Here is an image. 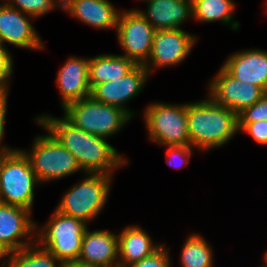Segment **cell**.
<instances>
[{"instance_id": "obj_1", "label": "cell", "mask_w": 267, "mask_h": 267, "mask_svg": "<svg viewBox=\"0 0 267 267\" xmlns=\"http://www.w3.org/2000/svg\"><path fill=\"white\" fill-rule=\"evenodd\" d=\"M45 131H49L55 139L77 160L83 173H103L113 175L116 169L128 165L115 147L107 139L87 133L74 126L64 116L57 118L50 114H42L34 119Z\"/></svg>"}, {"instance_id": "obj_2", "label": "cell", "mask_w": 267, "mask_h": 267, "mask_svg": "<svg viewBox=\"0 0 267 267\" xmlns=\"http://www.w3.org/2000/svg\"><path fill=\"white\" fill-rule=\"evenodd\" d=\"M187 103L190 146L198 151L222 147L238 134V115L209 96Z\"/></svg>"}, {"instance_id": "obj_3", "label": "cell", "mask_w": 267, "mask_h": 267, "mask_svg": "<svg viewBox=\"0 0 267 267\" xmlns=\"http://www.w3.org/2000/svg\"><path fill=\"white\" fill-rule=\"evenodd\" d=\"M85 174L86 177L81 182L65 192L55 210L63 215L81 219L88 224L105 208L113 175Z\"/></svg>"}, {"instance_id": "obj_4", "label": "cell", "mask_w": 267, "mask_h": 267, "mask_svg": "<svg viewBox=\"0 0 267 267\" xmlns=\"http://www.w3.org/2000/svg\"><path fill=\"white\" fill-rule=\"evenodd\" d=\"M39 180L28 157L21 149L12 148L0 165V202L32 212L34 190Z\"/></svg>"}, {"instance_id": "obj_5", "label": "cell", "mask_w": 267, "mask_h": 267, "mask_svg": "<svg viewBox=\"0 0 267 267\" xmlns=\"http://www.w3.org/2000/svg\"><path fill=\"white\" fill-rule=\"evenodd\" d=\"M62 110L74 126L105 139L116 135L132 119L123 109L95 101L91 96L69 103Z\"/></svg>"}, {"instance_id": "obj_6", "label": "cell", "mask_w": 267, "mask_h": 267, "mask_svg": "<svg viewBox=\"0 0 267 267\" xmlns=\"http://www.w3.org/2000/svg\"><path fill=\"white\" fill-rule=\"evenodd\" d=\"M88 225L81 219L55 210L42 227L36 228V241L63 264L78 259Z\"/></svg>"}, {"instance_id": "obj_7", "label": "cell", "mask_w": 267, "mask_h": 267, "mask_svg": "<svg viewBox=\"0 0 267 267\" xmlns=\"http://www.w3.org/2000/svg\"><path fill=\"white\" fill-rule=\"evenodd\" d=\"M143 117L149 139L160 146H190L187 103L153 102L145 108Z\"/></svg>"}, {"instance_id": "obj_8", "label": "cell", "mask_w": 267, "mask_h": 267, "mask_svg": "<svg viewBox=\"0 0 267 267\" xmlns=\"http://www.w3.org/2000/svg\"><path fill=\"white\" fill-rule=\"evenodd\" d=\"M47 132V135L42 134L34 138L30 151L22 149L40 184L57 181L82 171L74 155L63 147L49 131Z\"/></svg>"}, {"instance_id": "obj_9", "label": "cell", "mask_w": 267, "mask_h": 267, "mask_svg": "<svg viewBox=\"0 0 267 267\" xmlns=\"http://www.w3.org/2000/svg\"><path fill=\"white\" fill-rule=\"evenodd\" d=\"M154 30L137 8L121 11L116 33L123 56L136 64H144L150 56Z\"/></svg>"}, {"instance_id": "obj_10", "label": "cell", "mask_w": 267, "mask_h": 267, "mask_svg": "<svg viewBox=\"0 0 267 267\" xmlns=\"http://www.w3.org/2000/svg\"><path fill=\"white\" fill-rule=\"evenodd\" d=\"M196 41L195 35L183 29L154 30L150 56L143 65L149 74L161 67L176 66L191 53Z\"/></svg>"}, {"instance_id": "obj_11", "label": "cell", "mask_w": 267, "mask_h": 267, "mask_svg": "<svg viewBox=\"0 0 267 267\" xmlns=\"http://www.w3.org/2000/svg\"><path fill=\"white\" fill-rule=\"evenodd\" d=\"M209 82L208 96L216 104L229 108L237 115L256 103L265 93L260 87L236 79L223 66Z\"/></svg>"}, {"instance_id": "obj_12", "label": "cell", "mask_w": 267, "mask_h": 267, "mask_svg": "<svg viewBox=\"0 0 267 267\" xmlns=\"http://www.w3.org/2000/svg\"><path fill=\"white\" fill-rule=\"evenodd\" d=\"M149 76L144 65L137 64L125 76L95 85L91 89L90 96L95 101L123 109L133 118L135 114L126 106V103L140 94Z\"/></svg>"}, {"instance_id": "obj_13", "label": "cell", "mask_w": 267, "mask_h": 267, "mask_svg": "<svg viewBox=\"0 0 267 267\" xmlns=\"http://www.w3.org/2000/svg\"><path fill=\"white\" fill-rule=\"evenodd\" d=\"M30 19L33 21L35 18L8 6L4 1L0 4V38L4 47L8 43L35 51L45 49Z\"/></svg>"}, {"instance_id": "obj_14", "label": "cell", "mask_w": 267, "mask_h": 267, "mask_svg": "<svg viewBox=\"0 0 267 267\" xmlns=\"http://www.w3.org/2000/svg\"><path fill=\"white\" fill-rule=\"evenodd\" d=\"M28 209L0 202V241L12 251L21 250L36 241V222ZM24 238V239H23Z\"/></svg>"}, {"instance_id": "obj_15", "label": "cell", "mask_w": 267, "mask_h": 267, "mask_svg": "<svg viewBox=\"0 0 267 267\" xmlns=\"http://www.w3.org/2000/svg\"><path fill=\"white\" fill-rule=\"evenodd\" d=\"M90 58L70 56L57 73V86L61 95L62 109L69 103L89 97Z\"/></svg>"}, {"instance_id": "obj_16", "label": "cell", "mask_w": 267, "mask_h": 267, "mask_svg": "<svg viewBox=\"0 0 267 267\" xmlns=\"http://www.w3.org/2000/svg\"><path fill=\"white\" fill-rule=\"evenodd\" d=\"M222 66L236 79L267 92V51L240 50L226 58Z\"/></svg>"}, {"instance_id": "obj_17", "label": "cell", "mask_w": 267, "mask_h": 267, "mask_svg": "<svg viewBox=\"0 0 267 267\" xmlns=\"http://www.w3.org/2000/svg\"><path fill=\"white\" fill-rule=\"evenodd\" d=\"M77 260L100 267H117L118 235L102 229L90 232L87 227Z\"/></svg>"}, {"instance_id": "obj_18", "label": "cell", "mask_w": 267, "mask_h": 267, "mask_svg": "<svg viewBox=\"0 0 267 267\" xmlns=\"http://www.w3.org/2000/svg\"><path fill=\"white\" fill-rule=\"evenodd\" d=\"M63 10L84 25L100 30H116L121 12L109 0H64Z\"/></svg>"}, {"instance_id": "obj_19", "label": "cell", "mask_w": 267, "mask_h": 267, "mask_svg": "<svg viewBox=\"0 0 267 267\" xmlns=\"http://www.w3.org/2000/svg\"><path fill=\"white\" fill-rule=\"evenodd\" d=\"M146 10L137 9L155 30L181 29L193 17L192 0H147Z\"/></svg>"}, {"instance_id": "obj_20", "label": "cell", "mask_w": 267, "mask_h": 267, "mask_svg": "<svg viewBox=\"0 0 267 267\" xmlns=\"http://www.w3.org/2000/svg\"><path fill=\"white\" fill-rule=\"evenodd\" d=\"M118 234V266L127 267L151 255L162 244H155L146 230L129 225Z\"/></svg>"}, {"instance_id": "obj_21", "label": "cell", "mask_w": 267, "mask_h": 267, "mask_svg": "<svg viewBox=\"0 0 267 267\" xmlns=\"http://www.w3.org/2000/svg\"><path fill=\"white\" fill-rule=\"evenodd\" d=\"M136 65L133 60L123 55L102 53L91 57L88 70L91 89L99 83L125 76Z\"/></svg>"}, {"instance_id": "obj_22", "label": "cell", "mask_w": 267, "mask_h": 267, "mask_svg": "<svg viewBox=\"0 0 267 267\" xmlns=\"http://www.w3.org/2000/svg\"><path fill=\"white\" fill-rule=\"evenodd\" d=\"M236 4L233 0H192L193 18L203 23L220 21L222 24L238 30L240 23L234 21V9Z\"/></svg>"}, {"instance_id": "obj_23", "label": "cell", "mask_w": 267, "mask_h": 267, "mask_svg": "<svg viewBox=\"0 0 267 267\" xmlns=\"http://www.w3.org/2000/svg\"><path fill=\"white\" fill-rule=\"evenodd\" d=\"M5 267H63V263L35 241L21 250L12 251Z\"/></svg>"}, {"instance_id": "obj_24", "label": "cell", "mask_w": 267, "mask_h": 267, "mask_svg": "<svg viewBox=\"0 0 267 267\" xmlns=\"http://www.w3.org/2000/svg\"><path fill=\"white\" fill-rule=\"evenodd\" d=\"M210 244L198 233L190 234L182 247L180 267H214Z\"/></svg>"}, {"instance_id": "obj_25", "label": "cell", "mask_w": 267, "mask_h": 267, "mask_svg": "<svg viewBox=\"0 0 267 267\" xmlns=\"http://www.w3.org/2000/svg\"><path fill=\"white\" fill-rule=\"evenodd\" d=\"M7 1V2H6ZM8 6L16 8L24 14L38 18L42 17L50 11L63 9L64 0H6Z\"/></svg>"}, {"instance_id": "obj_26", "label": "cell", "mask_w": 267, "mask_h": 267, "mask_svg": "<svg viewBox=\"0 0 267 267\" xmlns=\"http://www.w3.org/2000/svg\"><path fill=\"white\" fill-rule=\"evenodd\" d=\"M267 121V92L252 106L246 107L238 114V123Z\"/></svg>"}, {"instance_id": "obj_27", "label": "cell", "mask_w": 267, "mask_h": 267, "mask_svg": "<svg viewBox=\"0 0 267 267\" xmlns=\"http://www.w3.org/2000/svg\"><path fill=\"white\" fill-rule=\"evenodd\" d=\"M166 163L173 168L181 169L190 163V158L195 148L192 146H165Z\"/></svg>"}, {"instance_id": "obj_28", "label": "cell", "mask_w": 267, "mask_h": 267, "mask_svg": "<svg viewBox=\"0 0 267 267\" xmlns=\"http://www.w3.org/2000/svg\"><path fill=\"white\" fill-rule=\"evenodd\" d=\"M165 244L161 245L151 255L143 258L140 261L134 262L127 267H173L170 261V254Z\"/></svg>"}, {"instance_id": "obj_29", "label": "cell", "mask_w": 267, "mask_h": 267, "mask_svg": "<svg viewBox=\"0 0 267 267\" xmlns=\"http://www.w3.org/2000/svg\"><path fill=\"white\" fill-rule=\"evenodd\" d=\"M238 130L250 135L256 143L267 146V121L238 123Z\"/></svg>"}, {"instance_id": "obj_30", "label": "cell", "mask_w": 267, "mask_h": 267, "mask_svg": "<svg viewBox=\"0 0 267 267\" xmlns=\"http://www.w3.org/2000/svg\"><path fill=\"white\" fill-rule=\"evenodd\" d=\"M13 56L6 47L0 48V88H10L13 74Z\"/></svg>"}, {"instance_id": "obj_31", "label": "cell", "mask_w": 267, "mask_h": 267, "mask_svg": "<svg viewBox=\"0 0 267 267\" xmlns=\"http://www.w3.org/2000/svg\"><path fill=\"white\" fill-rule=\"evenodd\" d=\"M9 88H0V145L4 137Z\"/></svg>"}, {"instance_id": "obj_32", "label": "cell", "mask_w": 267, "mask_h": 267, "mask_svg": "<svg viewBox=\"0 0 267 267\" xmlns=\"http://www.w3.org/2000/svg\"><path fill=\"white\" fill-rule=\"evenodd\" d=\"M12 250L6 245L4 244L2 241H0V260L3 262L0 265V267H5L6 263L8 262V260L10 259Z\"/></svg>"}, {"instance_id": "obj_33", "label": "cell", "mask_w": 267, "mask_h": 267, "mask_svg": "<svg viewBox=\"0 0 267 267\" xmlns=\"http://www.w3.org/2000/svg\"><path fill=\"white\" fill-rule=\"evenodd\" d=\"M63 267H100V266L87 264V263L75 260V261L64 263Z\"/></svg>"}, {"instance_id": "obj_34", "label": "cell", "mask_w": 267, "mask_h": 267, "mask_svg": "<svg viewBox=\"0 0 267 267\" xmlns=\"http://www.w3.org/2000/svg\"><path fill=\"white\" fill-rule=\"evenodd\" d=\"M12 148L6 145H0V165L3 160V157L11 150Z\"/></svg>"}, {"instance_id": "obj_35", "label": "cell", "mask_w": 267, "mask_h": 267, "mask_svg": "<svg viewBox=\"0 0 267 267\" xmlns=\"http://www.w3.org/2000/svg\"><path fill=\"white\" fill-rule=\"evenodd\" d=\"M264 266H259V267H267V250H266V252H265V254H264Z\"/></svg>"}, {"instance_id": "obj_36", "label": "cell", "mask_w": 267, "mask_h": 267, "mask_svg": "<svg viewBox=\"0 0 267 267\" xmlns=\"http://www.w3.org/2000/svg\"><path fill=\"white\" fill-rule=\"evenodd\" d=\"M0 48H4V45H3L2 41H1V38H0Z\"/></svg>"}]
</instances>
